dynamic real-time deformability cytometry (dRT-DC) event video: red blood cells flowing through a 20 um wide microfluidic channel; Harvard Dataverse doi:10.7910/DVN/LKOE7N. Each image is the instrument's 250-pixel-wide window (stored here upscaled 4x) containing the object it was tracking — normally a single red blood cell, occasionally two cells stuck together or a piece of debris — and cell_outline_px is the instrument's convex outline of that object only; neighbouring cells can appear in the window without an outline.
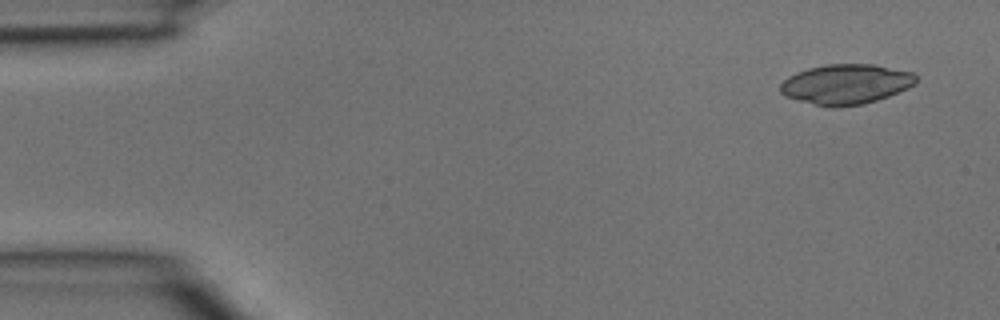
{"species": "common noctule bat (a hibernating species)", "species_latin": "Nyctalus noctula", "temperature_condition": "room temperature", "stored_images_in_passage": 4, "camera_frame_rate_fps": 3000, "um_per_image_px": 0.085, "animal": {"sex": "male", "body_mass_g": 15.6}, "frame": {"image": 1, "passage_image": 1, "time_ms": 0.0, "image_size_px": [1000, 320], "cell_outline_px": [[916, 84], [908, 88], [888, 96], [864, 104], [832, 108], [784, 96], [780, 92], [780, 84], [788, 76], [796, 72], [808, 68], [828, 64], [872, 64], [912, 72], [916, 76]], "centroid_in_image_um": [71.9, 7.15], "position_along_channel_um": 13.1, "area_um2": 31.56}}